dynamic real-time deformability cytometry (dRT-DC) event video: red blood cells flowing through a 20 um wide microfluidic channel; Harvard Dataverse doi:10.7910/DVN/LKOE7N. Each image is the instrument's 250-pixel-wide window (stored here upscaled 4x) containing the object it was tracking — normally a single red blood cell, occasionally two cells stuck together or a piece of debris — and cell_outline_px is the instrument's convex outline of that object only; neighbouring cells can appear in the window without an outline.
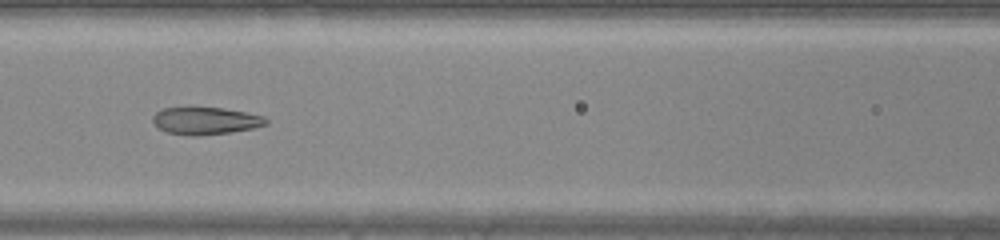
{"species": "common noctule bat (a hibernating species)", "species_latin": "Nyctalus noctula", "temperature_condition": "warm", "stored_images_in_passage": 44, "camera_frame_rate_fps": 3000, "um_per_image_px": 0.085, "animal": {"sex": "male", "body_mass_g": 20.0, "forearm_length_mm": 53.3}, "frame": {"image": 1, "passage_image": 20, "time_ms": 6.333, "image_size_px": [1000, 240], "cell_outline_px": [[268, 124], [256, 128], [200, 136], [192, 136], [168, 132], [160, 128], [152, 120], [152, 116], [156, 112], [164, 108], [224, 108], [264, 116], [268, 120]], "centroid_in_image_um": [17.51, 10.27], "position_along_channel_um": 149.1, "area_um2": 17.86}}
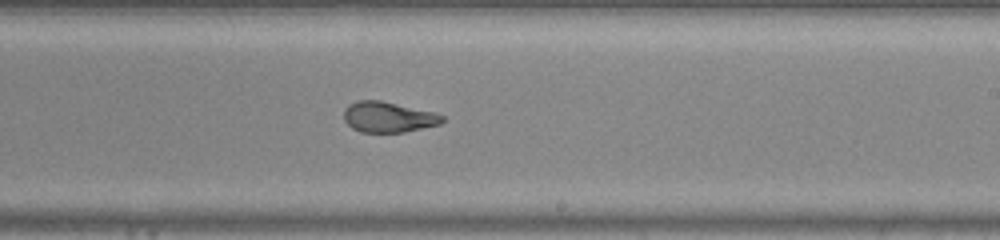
{"frame": {"image": 2, "passage_image": 27, "time_ms": 8.667, "image_size_px": [1000, 240], "cell_outline_px": [[444, 120], [440, 124], [404, 132], [360, 132], [352, 128], [344, 120], [344, 108], [348, 104], [356, 100], [380, 100], [436, 112], [444, 116]], "centroid_in_image_um": [32.99, 9.94], "position_along_channel_um": 256.0, "area_um2": 17.69}}
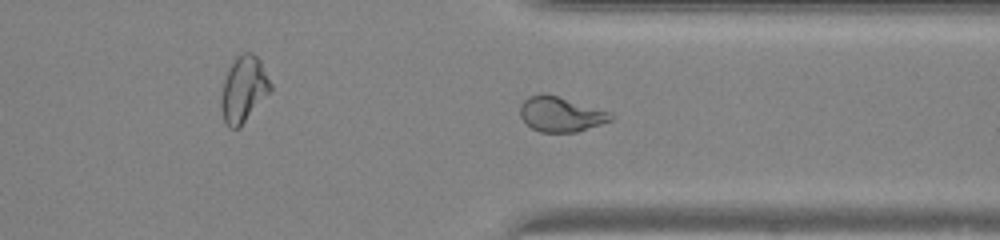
{"frame": {"image": 3, "passage_image": 34, "time_ms": 11.0, "image_size_px": [1000, 240], "cell_outline_px": [[616, 116], [612, 120], [576, 132], [540, 132], [532, 128], [520, 116], [520, 104], [528, 96], [544, 92], [608, 112]], "centroid_in_image_um": [47.62, 9.71], "position_along_channel_um": 363.8, "area_um2": 18.21}}